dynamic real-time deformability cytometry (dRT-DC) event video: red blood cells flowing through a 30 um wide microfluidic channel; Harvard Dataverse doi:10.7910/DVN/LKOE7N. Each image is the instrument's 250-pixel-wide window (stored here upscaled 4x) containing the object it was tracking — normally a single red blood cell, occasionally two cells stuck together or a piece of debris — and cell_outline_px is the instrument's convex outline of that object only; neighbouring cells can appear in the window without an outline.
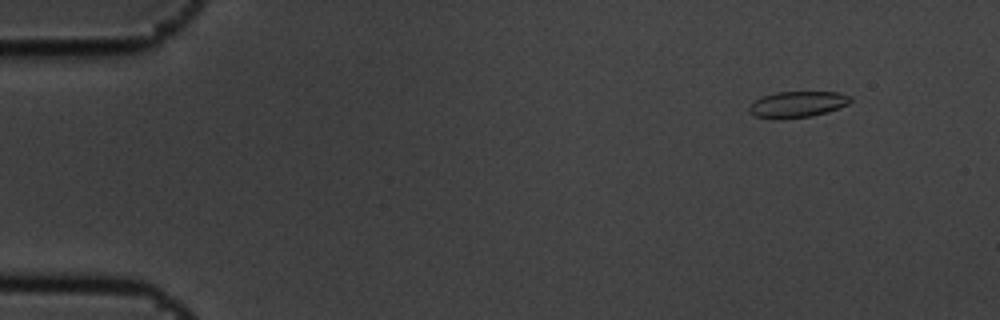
{"species": "common noctule bat (a hibernating species)", "species_latin": "Nyctalus noctula", "temperature_condition": "cold", "stored_images_in_passage": 4, "camera_frame_rate_fps": 3000, "um_per_image_px": 0.085, "animal": {"sex": "male", "body_mass_g": 19.5, "forearm_length_mm": 54.6}, "frame": {"image": 1, "passage_image": 1, "time_ms": 0.0, "image_size_px": [1000, 320], "cell_outline_px": [[852, 100], [848, 104], [828, 112], [812, 116], [780, 120], [776, 120], [756, 116], [748, 112], [748, 108], [760, 96], [776, 92], [840, 92], [852, 96]], "centroid_in_image_um": [67.78, 8.88], "position_along_channel_um": 17.2, "area_um2": 15.72}}
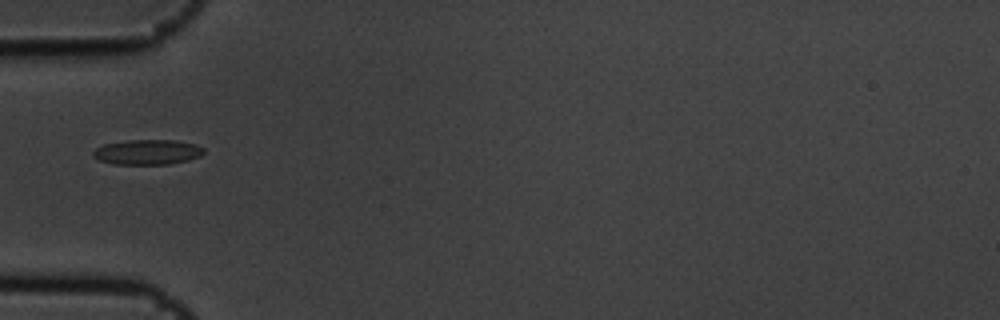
{"frame": {"image": 2, "passage_image": 4, "time_ms": 1.0, "image_size_px": [1000, 320], "cell_outline_px": [[204, 152], [200, 156], [188, 160], [168, 164], [112, 164], [100, 160], [92, 156], [92, 152], [96, 148], [104, 144], [128, 140], [176, 140], [196, 144], [204, 148]], "centroid_in_image_um": [12.53, 12.92], "position_along_channel_um": 72.5, "area_um2": 16.18}}